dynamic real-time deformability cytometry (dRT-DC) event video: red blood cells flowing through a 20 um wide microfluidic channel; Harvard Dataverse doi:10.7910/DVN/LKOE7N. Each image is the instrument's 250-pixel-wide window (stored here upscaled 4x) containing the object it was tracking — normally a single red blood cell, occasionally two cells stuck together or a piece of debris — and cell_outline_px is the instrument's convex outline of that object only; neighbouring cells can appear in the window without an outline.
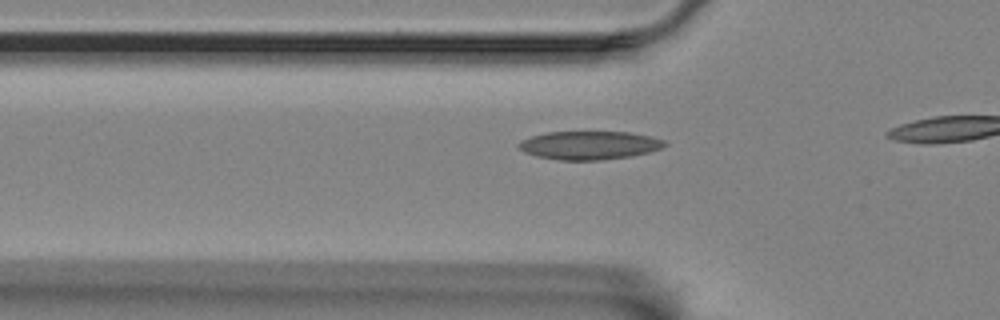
{"species": "Egyptian fruit bat (a non-hibernating species)", "species_latin": "Rousettus aegyptiacus", "temperature_condition": "room temperature", "stored_images_in_passage": 9, "camera_frame_rate_fps": 3000, "um_per_image_px": 0.085, "animal": {"sex": "female"}, "frame": {"image": 1, "passage_image": 6, "time_ms": 1.667, "image_size_px": [1000, 320], "cell_outline_px": [[668, 144], [660, 148], [648, 152], [632, 156], [600, 160], [560, 160], [536, 156], [524, 152], [516, 148], [516, 144], [520, 140], [544, 132], [628, 132], [652, 136], [664, 140]], "centroid_in_image_um": [50.05, 12.34], "position_along_channel_um": 75.8, "area_um2": 24.33}}